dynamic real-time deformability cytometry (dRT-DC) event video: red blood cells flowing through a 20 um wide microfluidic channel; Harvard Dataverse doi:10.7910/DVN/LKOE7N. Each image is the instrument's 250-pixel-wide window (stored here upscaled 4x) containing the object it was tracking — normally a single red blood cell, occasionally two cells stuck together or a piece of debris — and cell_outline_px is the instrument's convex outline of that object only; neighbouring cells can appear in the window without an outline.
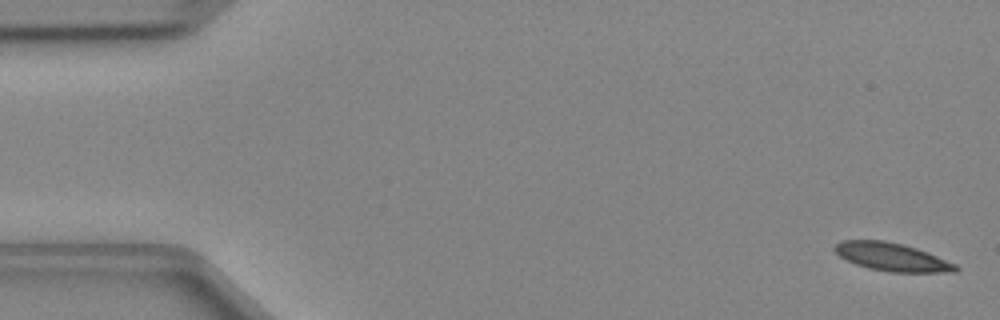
{"species": "Egyptian fruit bat (a non-hibernating species)", "species_latin": "Rousettus aegyptiacus", "temperature_condition": "cold", "stored_images_in_passage": 47, "camera_frame_rate_fps": 3000, "um_per_image_px": 0.085, "animal": {"sex": "female"}, "frame": {"image": 1, "passage_image": 1, "time_ms": 0.0, "image_size_px": [1000, 320], "cell_outline_px": [[960, 268], [956, 272], [892, 272], [868, 268], [856, 264], [840, 256], [832, 248], [840, 240], [884, 240], [904, 244], [928, 252], [956, 264]], "centroid_in_image_um": [75.83, 21.83], "position_along_channel_um": 9.2, "area_um2": 19.83}}
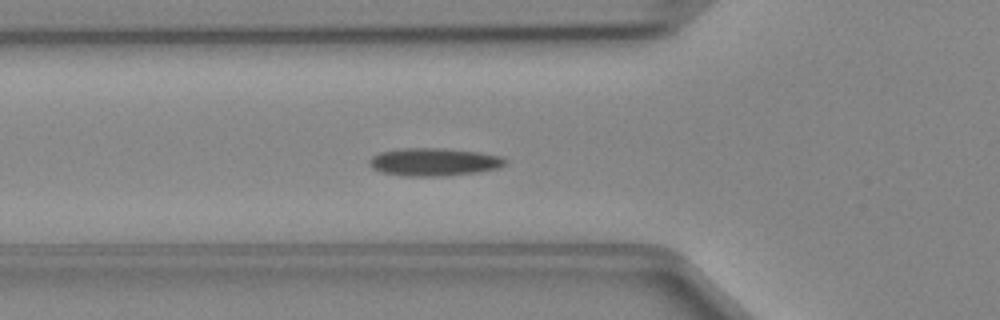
{"frame": {"image": 2, "passage_image": 16, "time_ms": 5.0, "image_size_px": [1000, 320], "cell_outline_px": [[508, 164], [500, 168], [476, 172], [440, 176], [404, 176], [380, 172], [372, 168], [368, 164], [368, 160], [372, 156], [380, 152], [400, 148], [444, 148], [480, 152], [504, 156], [508, 160]], "centroid_in_image_um": [36.91, 13.76], "position_along_channel_um": 88.9, "area_um2": 22.43}}
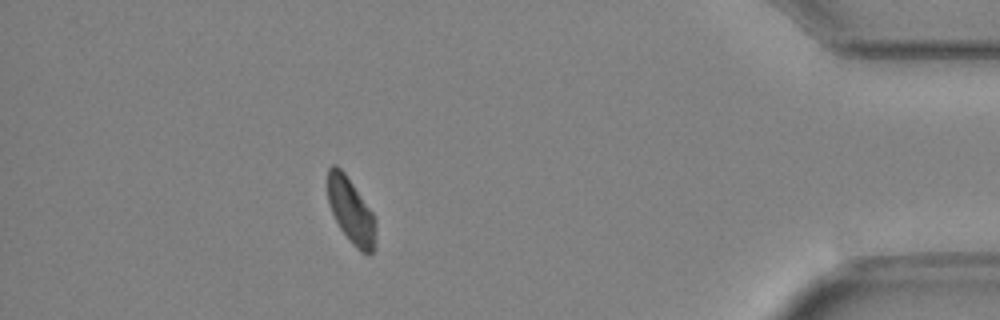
{"frame": {"image": 3, "passage_image": 42, "time_ms": 13.667, "image_size_px": [1000, 320], "cell_outline_px": [[376, 244], [372, 252], [368, 256], [360, 252], [352, 244], [340, 228], [328, 204], [328, 168], [332, 164], [336, 164], [344, 172], [372, 212], [376, 220]], "centroid_in_image_um": [29.85, 17.96], "position_along_channel_um": 405.3, "area_um2": 18.38}}